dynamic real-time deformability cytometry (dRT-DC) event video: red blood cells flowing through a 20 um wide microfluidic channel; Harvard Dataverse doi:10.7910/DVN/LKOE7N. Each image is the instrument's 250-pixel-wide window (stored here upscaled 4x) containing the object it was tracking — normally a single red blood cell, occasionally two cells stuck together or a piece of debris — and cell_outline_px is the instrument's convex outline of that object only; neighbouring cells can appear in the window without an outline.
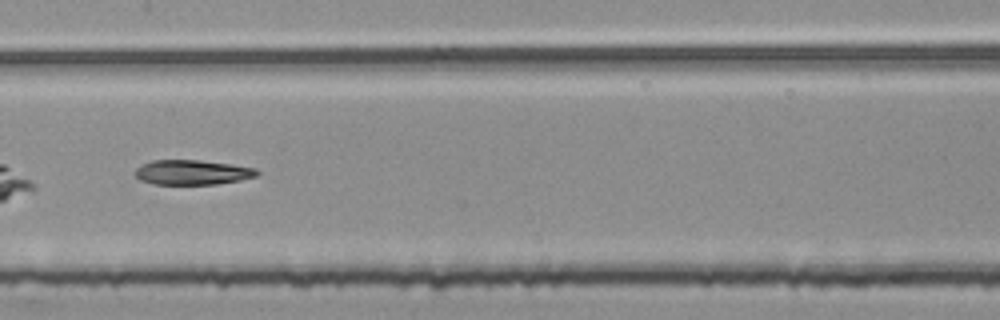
{"species": "common noctule bat (a hibernating species)", "species_latin": "Nyctalus noctula", "temperature_condition": "room temperature", "stored_images_in_passage": 37, "segment_of_instrument_passage": [1, 2], "camera_frame_rate_fps": 3000, "um_per_image_px": 0.085, "animal": {"sex": "female", "body_mass_g": 25.1}, "frame": {"image": 1, "passage_image": 11, "time_ms": 3.333, "image_size_px": [1000, 320], "cell_outline_px": [[260, 172], [256, 176], [240, 180], [216, 184], [152, 184], [140, 180], [132, 172], [136, 168], [152, 160], [200, 160], [232, 164], [256, 168]], "centroid_in_image_um": [16.33, 14.65], "position_along_channel_um": 191.1, "area_um2": 17.69}}